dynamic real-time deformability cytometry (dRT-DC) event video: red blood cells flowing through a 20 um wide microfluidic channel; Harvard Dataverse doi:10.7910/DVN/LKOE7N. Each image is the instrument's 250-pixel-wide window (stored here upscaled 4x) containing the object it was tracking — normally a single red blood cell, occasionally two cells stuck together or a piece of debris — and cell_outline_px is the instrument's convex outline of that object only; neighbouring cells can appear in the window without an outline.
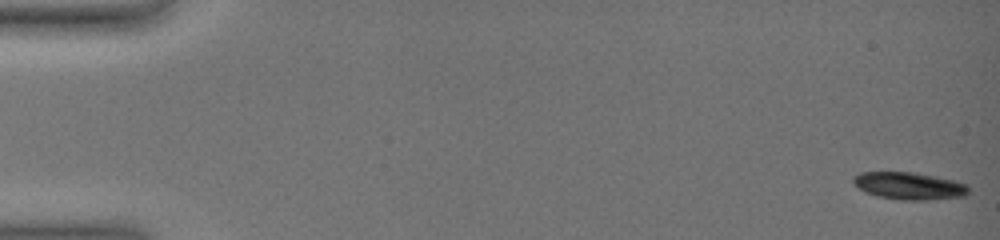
{"species": "common noctule bat (a hibernating species)", "species_latin": "Nyctalus noctula", "temperature_condition": "warm", "stored_images_in_passage": 83, "camera_frame_rate_fps": 3000, "um_per_image_px": 0.085, "animal": {"sex": "female", "body_mass_g": 19.0, "forearm_length_mm": 51.5}, "frame": {"image": 1, "passage_image": 1, "time_ms": 0.0, "image_size_px": [1000, 240], "cell_outline_px": [[968, 192], [964, 196], [928, 200], [900, 200], [876, 196], [864, 192], [852, 184], [852, 176], [860, 172], [912, 172], [936, 176], [956, 180], [968, 184]], "centroid_in_image_um": [77.24, 15.79], "position_along_channel_um": 7.8, "area_um2": 18.67}}
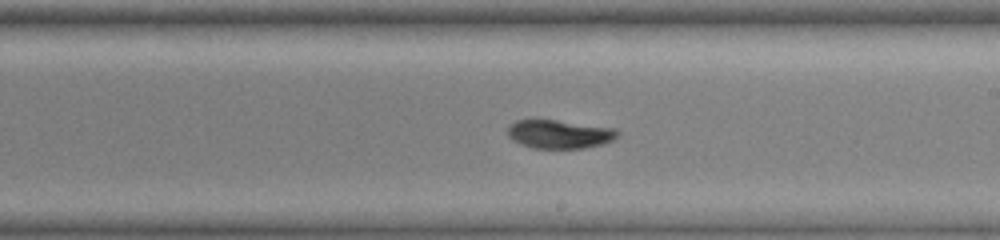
{"frame": {"image": 2, "passage_image": 52, "time_ms": 11.333, "image_size_px": [1000, 240], "cell_outline_px": [[620, 132], [612, 140], [604, 144], [584, 148], [532, 148], [520, 144], [512, 140], [508, 136], [508, 124], [516, 120], [536, 116], [616, 128]], "centroid_in_image_um": [47.49, 11.34], "position_along_channel_um": 241.5, "area_um2": 19.25}}
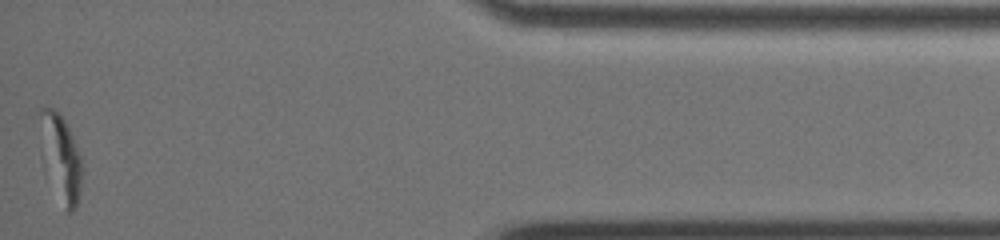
{"frame": {"image": 3, "passage_image": 82, "time_ms": 18.0, "image_size_px": [1000, 240], "cell_outline_px": [[84, 168], [80, 192], [76, 208], [72, 212], [68, 212], [36, 112], [40, 108], [56, 108], [64, 120], [72, 136], [84, 164]], "centroid_in_image_um": [5.33, 13.18], "position_along_channel_um": 429.9, "area_um2": 17.98}, "authors_computed_cell_mechanics": {"area_um2": 19.363, "velocity_mm_per_s": 3.5778, "shape_relaxation_time_tau1_ms": 7.9625, "shape_relaxation_time_tau2_ms": 5.1836, "deformation_change_tau1": 0.2002, "deformation_change_tau2": 0.1001}}